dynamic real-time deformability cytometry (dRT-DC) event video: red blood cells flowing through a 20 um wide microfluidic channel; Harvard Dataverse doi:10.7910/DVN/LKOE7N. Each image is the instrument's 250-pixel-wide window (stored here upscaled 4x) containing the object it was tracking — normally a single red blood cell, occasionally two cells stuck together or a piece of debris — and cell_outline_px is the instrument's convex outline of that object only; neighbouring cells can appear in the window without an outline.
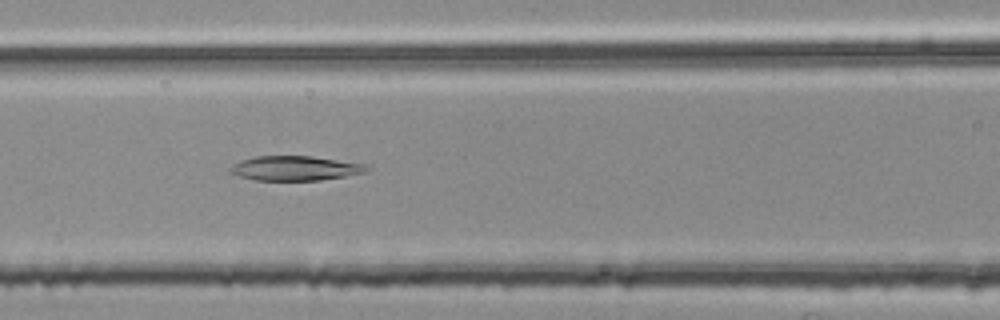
{"species": "common noctule bat (a hibernating species)", "species_latin": "Nyctalus noctula", "temperature_condition": "room temperature", "stored_images_in_passage": 54, "camera_frame_rate_fps": 3000, "um_per_image_px": 0.085, "animal": {"sex": "female", "body_mass_g": 25.1}, "frame": {"image": 1, "passage_image": 22, "time_ms": 7.0, "image_size_px": [1000, 320], "cell_outline_px": [[368, 168], [364, 172], [344, 176], [320, 180], [256, 180], [240, 176], [228, 172], [228, 168], [240, 160], [256, 156], [312, 156], [364, 164]], "centroid_in_image_um": [25.01, 14.29], "position_along_channel_um": 141.6, "area_um2": 19.31}}
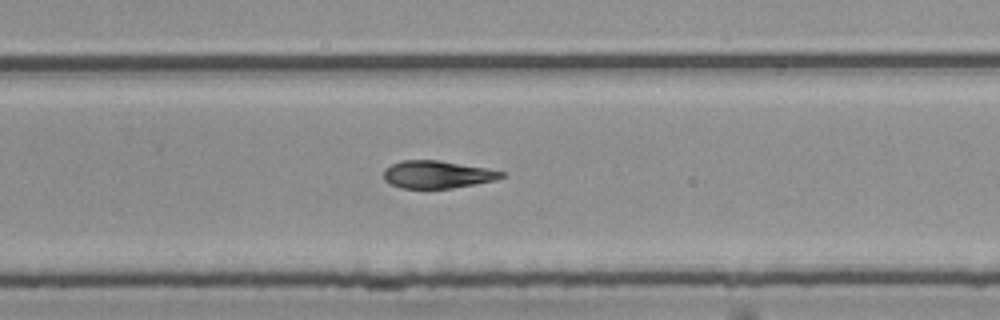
{"frame": {"image": 2, "passage_image": 34, "time_ms": 11.0, "image_size_px": [1000, 320], "cell_outline_px": [[504, 176], [496, 180], [452, 188], [400, 188], [384, 180], [384, 168], [400, 160], [440, 160], [488, 168], [504, 172]], "centroid_in_image_um": [37.16, 14.82], "position_along_channel_um": 292.6, "area_um2": 18.96}}
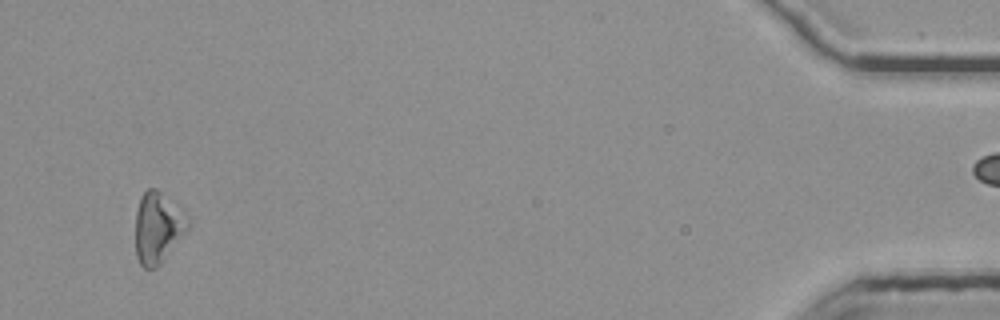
{"frame": {"image": 3, "passage_image": 51, "time_ms": 16.667, "image_size_px": [1000, 320], "cell_outline_px": [[192, 224], [160, 264], [156, 268], [144, 268], [140, 264], [136, 256], [136, 212], [140, 196], [148, 188], [156, 188], [176, 200], [184, 208], [192, 220]], "centroid_in_image_um": [13.48, 19.27], "position_along_channel_um": 421.7, "area_um2": 22.48}}